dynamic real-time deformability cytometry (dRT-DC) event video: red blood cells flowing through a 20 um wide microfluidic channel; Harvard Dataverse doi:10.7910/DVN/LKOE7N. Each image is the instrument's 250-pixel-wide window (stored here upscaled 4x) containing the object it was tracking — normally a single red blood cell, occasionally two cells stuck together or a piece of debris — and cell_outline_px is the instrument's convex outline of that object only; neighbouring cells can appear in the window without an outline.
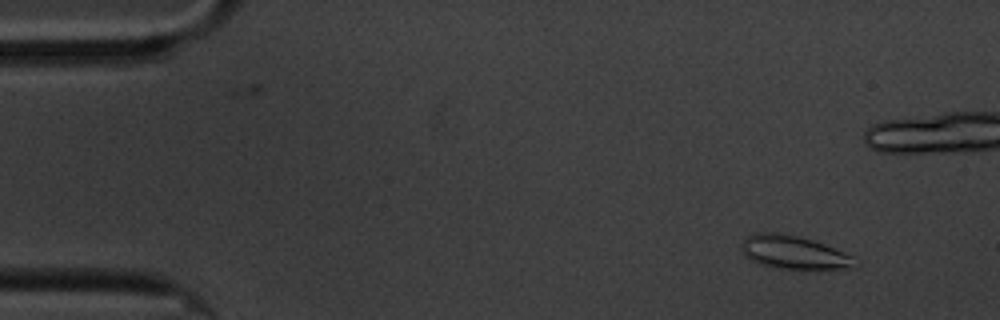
{"species": "common noctule bat (a hibernating species)", "species_latin": "Nyctalus noctula", "temperature_condition": "cold", "stored_images_in_passage": 60, "camera_frame_rate_fps": 3000, "um_per_image_px": 0.085, "animal": {"sex": "male", "body_mass_g": 20.1, "forearm_length_mm": 53.5}, "frame": {"image": 1, "passage_image": 5, "time_ms": 1.333, "image_size_px": [1000, 320], "cell_outline_px": [[860, 264], [852, 268], [772, 268], [760, 264], [744, 256], [740, 248], [740, 244], [748, 236], [756, 232], [776, 232], [796, 236], [812, 240], [824, 244], [856, 256], [860, 260]], "centroid_in_image_um": [67.5, 21.45], "position_along_channel_um": 17.5, "area_um2": 22.2}}
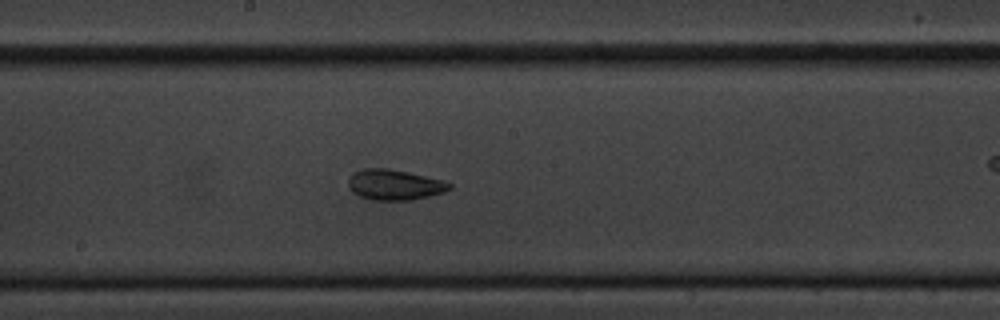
{"frame": {"image": 2, "passage_image": 31, "time_ms": 10.0, "image_size_px": [1000, 320], "cell_outline_px": [[452, 188], [444, 192], [412, 200], [372, 200], [360, 196], [352, 192], [348, 188], [348, 180], [352, 172], [364, 168], [388, 168], [408, 172], [444, 180], [452, 184]], "centroid_in_image_um": [33.52, 15.7], "position_along_channel_um": 214.7, "area_um2": 18.15}}
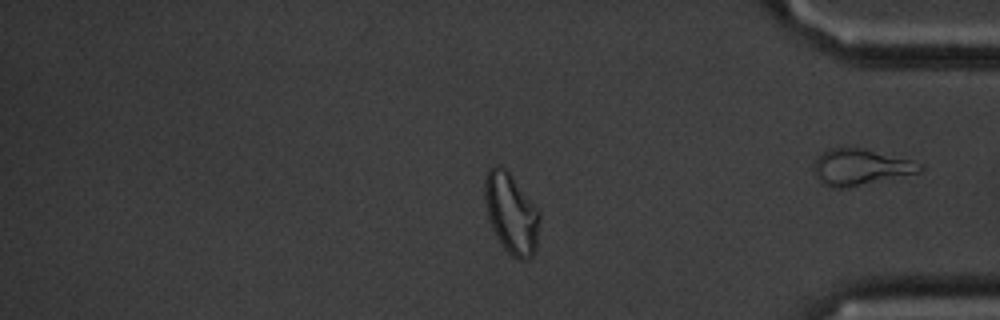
{"frame": {"image": 3, "passage_image": 49, "time_ms": 16.0, "image_size_px": [1000, 320], "cell_outline_px": [[540, 220], [536, 248], [532, 256], [524, 260], [516, 260], [504, 248], [496, 236], [492, 228], [488, 216], [484, 200], [484, 180], [488, 168], [496, 164], [500, 164], [508, 172], [540, 212]], "centroid_in_image_um": [43.44, 18.14], "position_along_channel_um": 391.8, "area_um2": 25.66}, "authors_computed_cell_mechanics": {"area_um2": 20.2878, "velocity_mm_per_s": 3.3532, "shape_relaxation_time_tau1_ms": null, "shape_relaxation_time_tau2_ms": 2.4996, "deformation_change_tau1": null, "deformation_change_tau2": 0.0767}}